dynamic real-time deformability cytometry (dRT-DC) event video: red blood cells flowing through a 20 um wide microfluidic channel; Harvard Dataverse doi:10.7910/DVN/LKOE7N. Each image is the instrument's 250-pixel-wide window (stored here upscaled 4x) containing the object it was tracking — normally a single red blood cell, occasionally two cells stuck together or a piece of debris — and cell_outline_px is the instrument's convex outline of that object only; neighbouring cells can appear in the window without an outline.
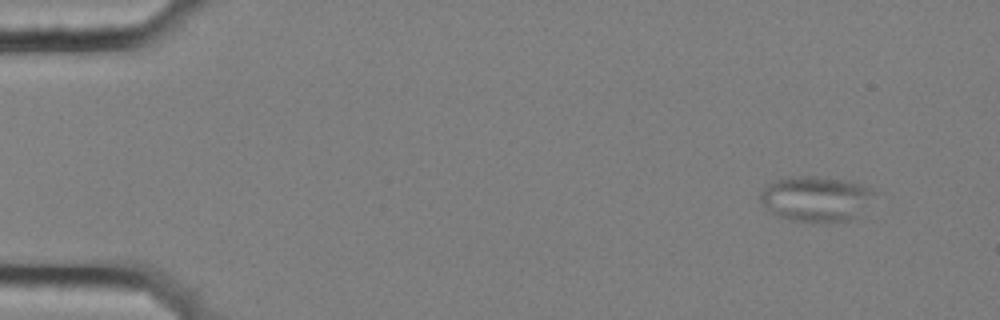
{"species": "common noctule bat (a hibernating species)", "species_latin": "Nyctalus noctula", "temperature_condition": "cold", "stored_images_in_passage": 57, "camera_frame_rate_fps": 3000, "um_per_image_px": 0.085, "animal": {"sex": "female", "body_mass_g": 25.1}, "frame": {"image": 1, "passage_image": 4, "time_ms": 1.0, "image_size_px": [1000, 320], "cell_outline_px": [[876, 192], [848, 220], [828, 224], [792, 220], [776, 216], [760, 200], [760, 192], [768, 184], [776, 180], [796, 176], [816, 176], [852, 180]], "centroid_in_image_um": [69.29, 16.89], "position_along_channel_um": 15.7, "area_um2": 29.65}}
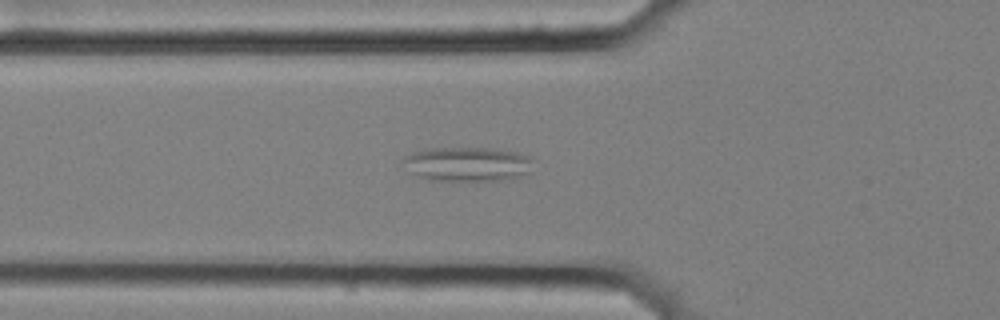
{"frame": {"image": 2, "passage_image": 20, "time_ms": 6.333, "image_size_px": [1000, 320], "cell_outline_px": [[536, 160], [528, 172], [508, 180], [428, 180], [408, 172], [400, 160], [404, 156], [412, 152], [428, 148], [488, 148], [516, 152], [528, 156]], "centroid_in_image_um": [39.68, 13.94], "position_along_channel_um": 86.1, "area_um2": 26.3}}
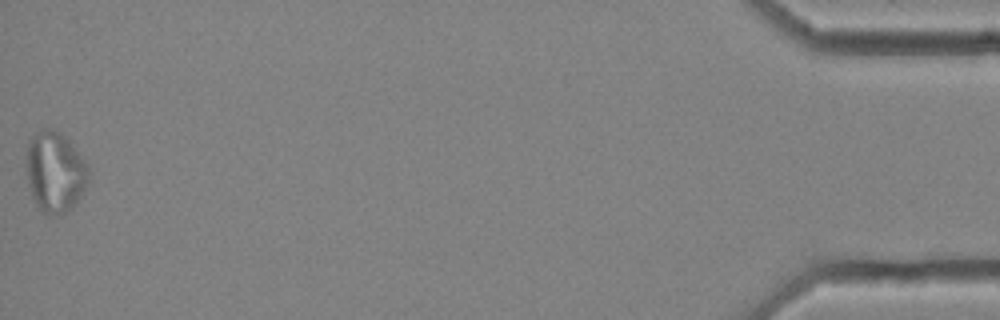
{"frame": {"image": 3, "passage_image": 57, "time_ms": 18.667, "image_size_px": [1000, 320], "cell_outline_px": [[88, 180], [80, 196], [72, 208], [64, 212], [52, 216], [48, 216], [36, 208], [28, 184], [28, 144], [36, 132], [44, 128], [52, 128], [64, 136], [68, 140], [88, 164]], "centroid_in_image_um": [4.68, 14.65], "position_along_channel_um": 430.5, "area_um2": 28.9}, "authors_computed_cell_mechanics": {"area_um2": 24.3338, "velocity_mm_per_s": 3.5388, "shape_relaxation_time_tau1_ms": null, "shape_relaxation_time_tau2_ms": 4.8323, "deformation_change_tau1": null, "deformation_change_tau2": 0.1284}}